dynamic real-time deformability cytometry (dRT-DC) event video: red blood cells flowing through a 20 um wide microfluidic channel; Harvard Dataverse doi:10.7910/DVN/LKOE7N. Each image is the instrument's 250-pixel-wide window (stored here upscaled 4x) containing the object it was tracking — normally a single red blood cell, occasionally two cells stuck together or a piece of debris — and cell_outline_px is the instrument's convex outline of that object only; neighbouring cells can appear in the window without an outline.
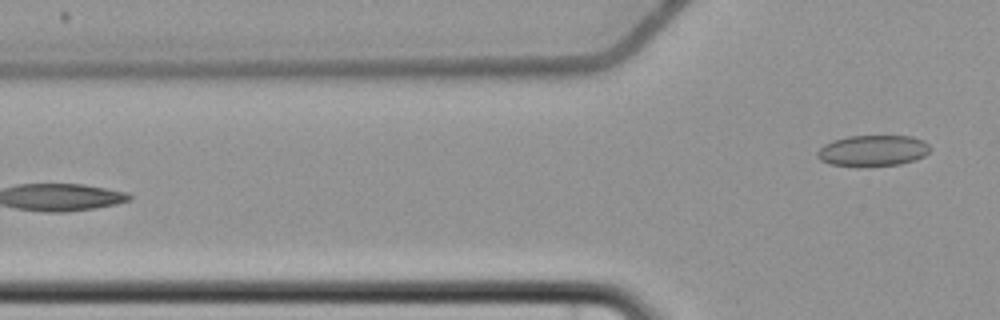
{"species": "common noctule bat (a hibernating species)", "species_latin": "Nyctalus noctula", "temperature_condition": "cold", "stored_images_in_passage": 7, "camera_frame_rate_fps": 3000, "um_per_image_px": 0.085, "animal": {"sex": "female", "body_mass_g": 22.7, "forearm_length_mm": 54.2}, "frame": {"image": 1, "passage_image": 7, "time_ms": 8.0, "image_size_px": [1000, 320], "cell_outline_px": [[932, 148], [924, 156], [900, 164], [860, 168], [832, 164], [820, 160], [816, 156], [816, 152], [824, 144], [832, 140], [848, 136], [912, 136], [924, 140]], "centroid_in_image_um": [74.17, 12.82], "position_along_channel_um": 51.6, "area_um2": 20.81}}